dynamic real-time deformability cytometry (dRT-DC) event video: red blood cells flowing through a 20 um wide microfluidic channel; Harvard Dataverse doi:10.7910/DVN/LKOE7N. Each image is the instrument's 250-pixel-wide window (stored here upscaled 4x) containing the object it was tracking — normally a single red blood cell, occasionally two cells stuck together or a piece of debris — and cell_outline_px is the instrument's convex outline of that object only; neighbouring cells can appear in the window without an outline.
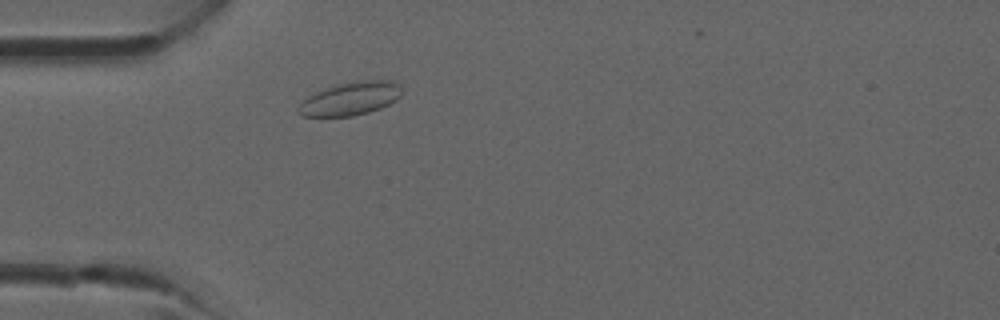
{"species": "common noctule bat (a hibernating species)", "species_latin": "Nyctalus noctula", "temperature_condition": "room temperature", "stored_images_in_passage": 34, "camera_frame_rate_fps": 3000, "um_per_image_px": 0.085, "animal": {"sex": "male", "forearm_length_mm": 52.5}, "frame": {"image": 1, "passage_image": 5, "time_ms": 1.333, "image_size_px": [1000, 320], "cell_outline_px": [[400, 96], [396, 100], [380, 108], [368, 112], [352, 116], [300, 116], [300, 104], [308, 96], [324, 88], [340, 84], [360, 80], [396, 80], [400, 84]], "centroid_in_image_um": [29.83, 8.37], "position_along_channel_um": 55.2, "area_um2": 19.77}}
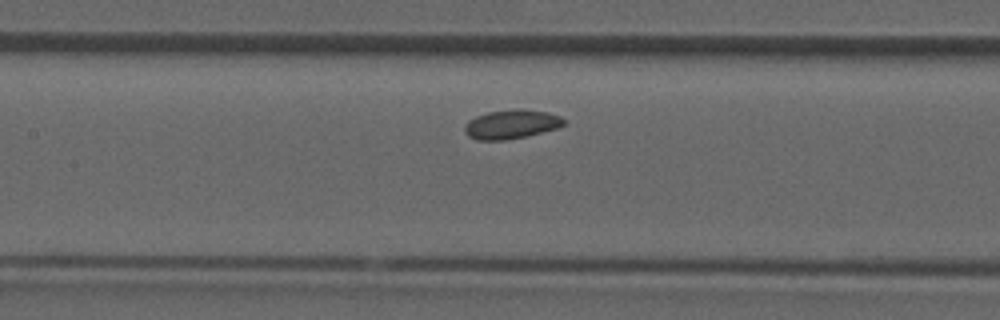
{"frame": {"image": 2, "passage_image": 12, "time_ms": 3.667, "image_size_px": [1000, 320], "cell_outline_px": [[564, 124], [556, 128], [508, 140], [476, 140], [468, 136], [464, 132], [464, 124], [468, 120], [476, 116], [488, 112], [512, 108], [520, 108], [548, 112], [560, 116], [564, 120]], "centroid_in_image_um": [43.41, 10.55], "position_along_channel_um": 164.0, "area_um2": 16.88}}
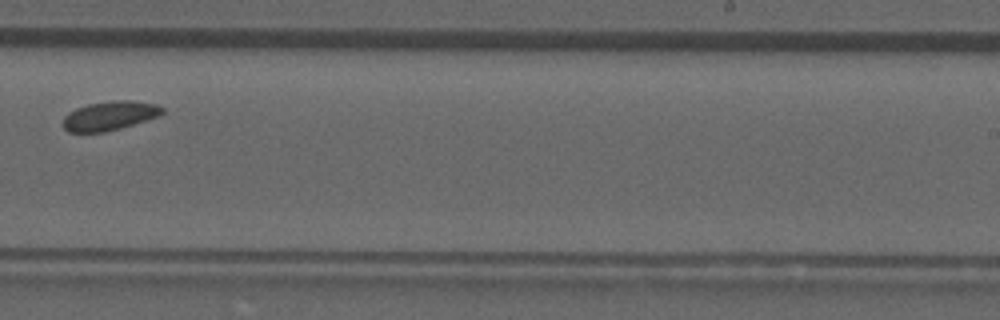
{"frame": {"image": 3, "passage_image": 19, "time_ms": 6.0, "image_size_px": [1000, 320], "cell_outline_px": [[164, 112], [160, 116], [120, 128], [104, 132], [68, 132], [64, 128], [64, 116], [68, 112], [76, 108], [88, 104], [112, 100], [132, 100], [156, 104], [164, 108]], "centroid_in_image_um": [9.34, 9.83], "position_along_channel_um": 279.7, "area_um2": 16.88}}